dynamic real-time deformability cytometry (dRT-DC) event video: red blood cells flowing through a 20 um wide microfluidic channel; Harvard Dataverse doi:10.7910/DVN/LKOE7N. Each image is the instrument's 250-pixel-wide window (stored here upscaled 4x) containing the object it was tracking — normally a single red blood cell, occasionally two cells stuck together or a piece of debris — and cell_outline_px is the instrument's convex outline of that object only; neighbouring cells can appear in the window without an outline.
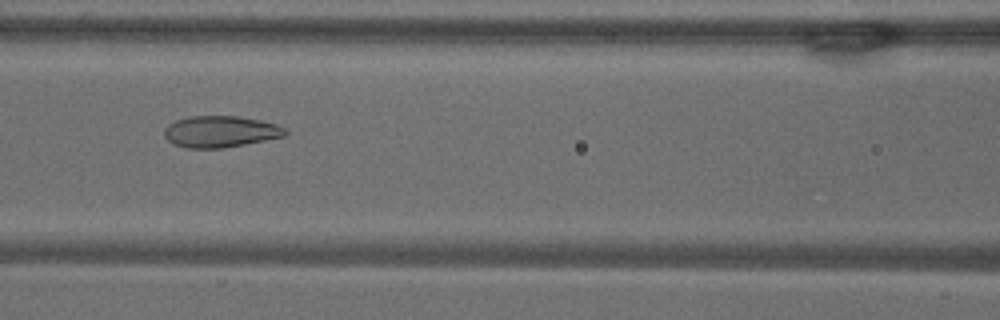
{"species": "common noctule bat (a hibernating species)", "species_latin": "Nyctalus noctula", "temperature_condition": "warm", "stored_images_in_passage": 44, "camera_frame_rate_fps": 3000, "um_per_image_px": 0.085, "animal": {"sex": "male", "body_mass_g": 18.8}, "frame": {"image": 1, "passage_image": 21, "time_ms": 6.667, "image_size_px": [1000, 320], "cell_outline_px": [[288, 132], [284, 136], [224, 148], [184, 148], [172, 144], [164, 136], [164, 128], [168, 124], [176, 120], [192, 116], [236, 116], [260, 120], [276, 124], [284, 128]], "centroid_in_image_um": [18.69, 11.19], "position_along_channel_um": 147.9, "area_um2": 22.14}}
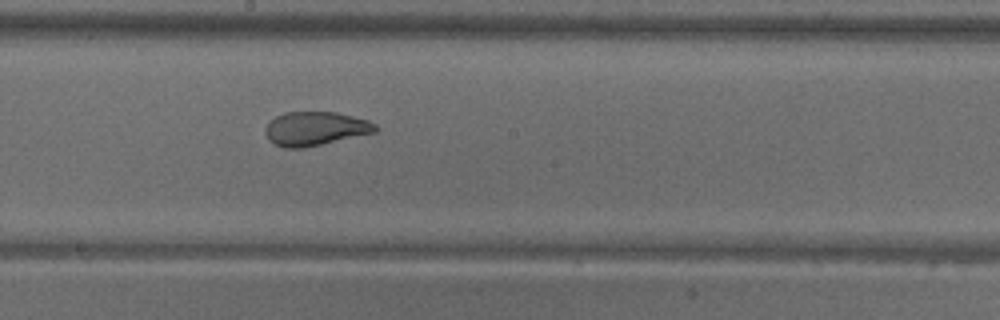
{"frame": {"image": 2, "passage_image": 27, "time_ms": 8.667, "image_size_px": [1000, 320], "cell_outline_px": [[376, 132], [304, 148], [284, 148], [268, 140], [264, 132], [264, 128], [276, 116], [284, 112], [336, 112], [368, 120], [376, 124]], "centroid_in_image_um": [26.78, 10.93], "position_along_channel_um": 221.4, "area_um2": 21.68}}
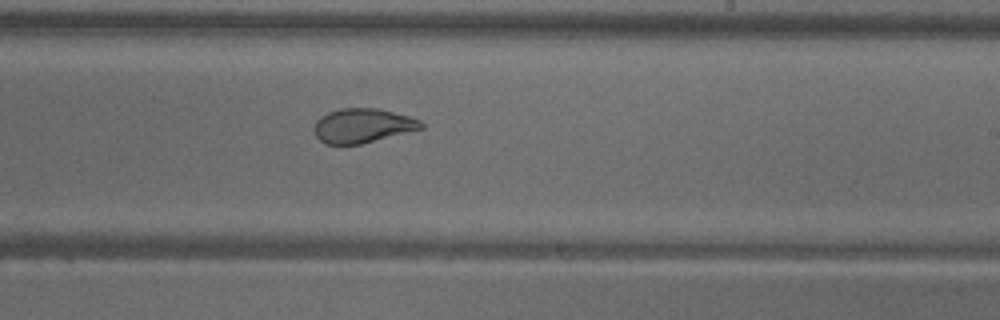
{"frame": {"image": 3, "passage_image": 30, "time_ms": 9.667, "image_size_px": [1000, 320], "cell_outline_px": [[424, 128], [360, 144], [324, 144], [316, 136], [316, 120], [328, 112], [340, 108], [380, 108], [408, 116], [420, 120], [424, 124]], "centroid_in_image_um": [30.84, 10.67], "position_along_channel_um": 258.2, "area_um2": 21.21}}